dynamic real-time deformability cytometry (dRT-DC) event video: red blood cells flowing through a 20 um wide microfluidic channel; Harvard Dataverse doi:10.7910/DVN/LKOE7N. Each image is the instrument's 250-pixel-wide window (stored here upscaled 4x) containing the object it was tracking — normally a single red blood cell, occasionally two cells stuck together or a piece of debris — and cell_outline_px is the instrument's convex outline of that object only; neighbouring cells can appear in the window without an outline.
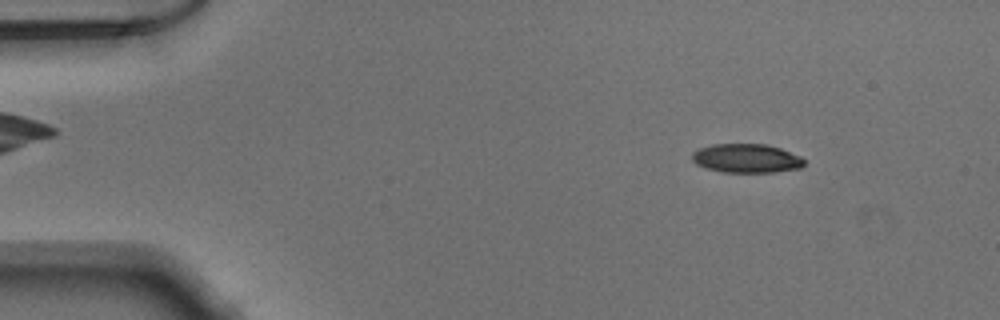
{"species": "Egyptian fruit bat (a non-hibernating species)", "species_latin": "Rousettus aegyptiacus", "temperature_condition": "warm", "stored_images_in_passage": 45, "camera_frame_rate_fps": 3000, "um_per_image_px": 0.085, "animal": {"sex": "male"}, "frame": {"image": 1, "passage_image": 1, "time_ms": 0.0, "image_size_px": [1000, 320], "cell_outline_px": [[804, 164], [800, 168], [776, 172], [724, 172], [704, 168], [696, 164], [692, 160], [692, 152], [700, 148], [712, 144], [768, 144], [780, 148], [800, 156], [804, 160]], "centroid_in_image_um": [63.43, 13.46], "position_along_channel_um": 21.6, "area_um2": 18.96}}
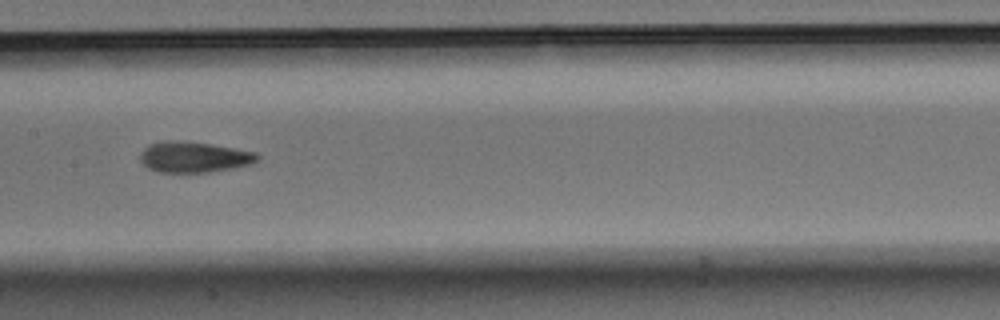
{"frame": {"image": 2, "passage_image": 20, "time_ms": 6.333, "image_size_px": [1000, 320], "cell_outline_px": [[260, 160], [252, 164], [232, 168], [208, 172], [156, 172], [148, 168], [140, 160], [140, 152], [148, 144], [168, 140], [172, 140], [212, 144], [256, 152], [260, 156]], "centroid_in_image_um": [16.49, 13.35], "position_along_channel_um": 190.9, "area_um2": 21.1}}
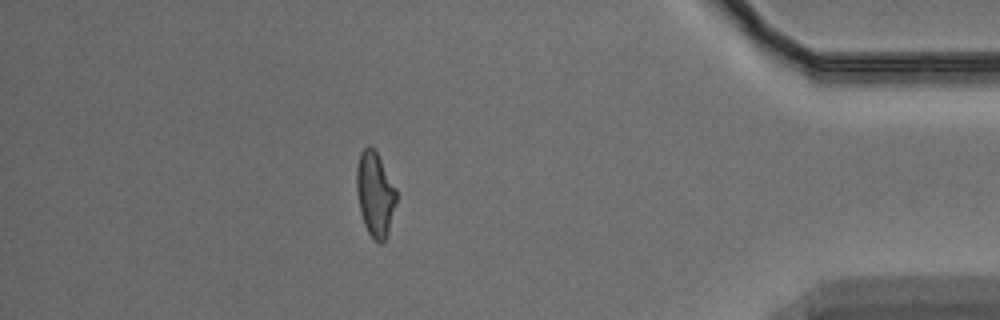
{"frame": {"image": 3, "passage_image": 39, "time_ms": 12.667, "image_size_px": [1000, 320], "cell_outline_px": [[396, 200], [388, 232], [384, 240], [380, 244], [372, 240], [364, 224], [360, 212], [356, 192], [356, 168], [360, 152], [368, 144], [376, 152], [396, 188]], "centroid_in_image_um": [31.85, 16.51], "position_along_channel_um": 403.3, "area_um2": 19.54}}